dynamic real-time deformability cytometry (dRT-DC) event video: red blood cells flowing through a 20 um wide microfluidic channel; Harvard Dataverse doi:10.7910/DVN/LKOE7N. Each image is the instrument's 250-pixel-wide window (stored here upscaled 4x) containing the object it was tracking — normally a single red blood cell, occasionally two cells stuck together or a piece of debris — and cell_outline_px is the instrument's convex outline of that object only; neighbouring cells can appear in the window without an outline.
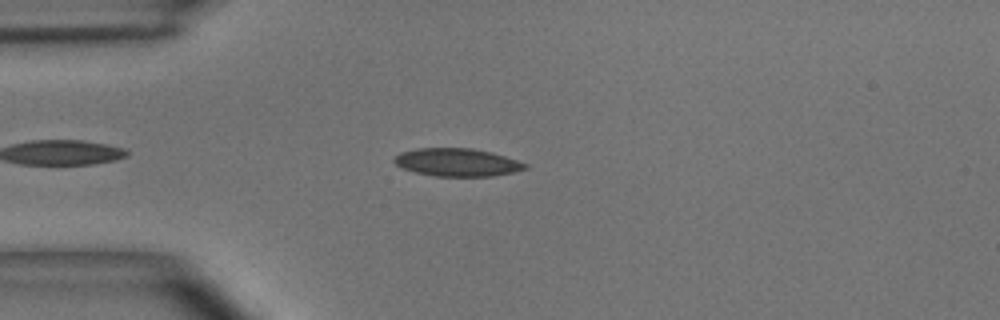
{"species": "common noctule bat (a hibernating species)", "species_latin": "Nyctalus noctula", "temperature_condition": "room temperature", "stored_images_in_passage": 32, "camera_frame_rate_fps": 3000, "um_per_image_px": 0.085, "animal": {"sex": "male", "body_mass_g": 15.6}, "frame": {"image": 1, "passage_image": 7, "time_ms": 2.0, "image_size_px": [1000, 320], "cell_outline_px": [[528, 168], [512, 172], [492, 176], [436, 176], [416, 172], [404, 168], [396, 164], [392, 160], [400, 152], [416, 148], [472, 148], [492, 152], [528, 164]], "centroid_in_image_um": [38.86, 13.79], "position_along_channel_um": 46.1, "area_um2": 21.15}}
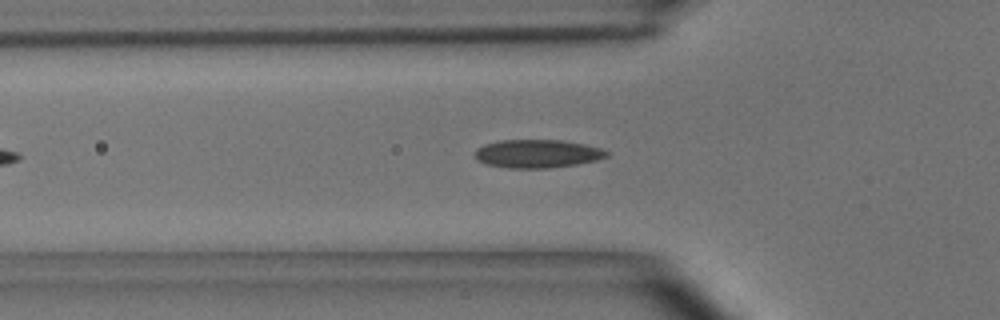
{"frame": {"image": 2, "passage_image": 11, "time_ms": 3.333, "image_size_px": [1000, 320], "cell_outline_px": [[608, 156], [596, 160], [576, 164], [548, 168], [508, 168], [488, 164], [476, 160], [476, 148], [484, 144], [500, 140], [560, 140], [584, 144], [600, 148], [608, 152]], "centroid_in_image_um": [45.65, 13.06], "position_along_channel_um": 80.1, "area_um2": 21.56}}
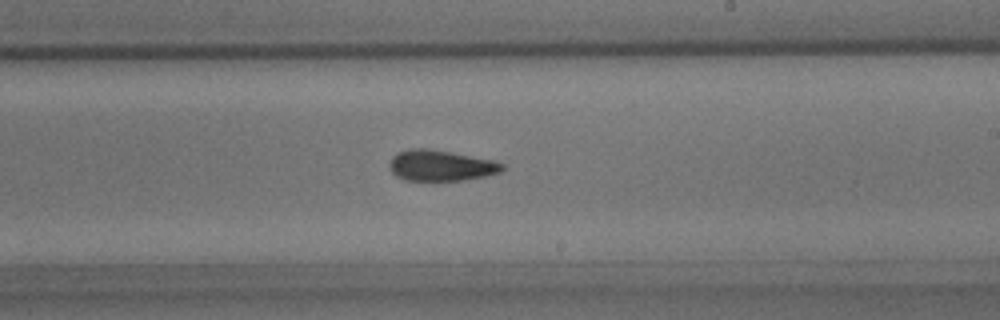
{"frame": {"image": 3, "passage_image": 25, "time_ms": 8.0, "image_size_px": [1000, 320], "cell_outline_px": [[504, 168], [500, 172], [484, 176], [464, 180], [404, 180], [396, 176], [392, 172], [388, 164], [392, 156], [396, 152], [408, 148], [432, 148], [496, 160], [504, 164]], "centroid_in_image_um": [37.45, 14.04], "position_along_channel_um": 251.5, "area_um2": 20.63}}